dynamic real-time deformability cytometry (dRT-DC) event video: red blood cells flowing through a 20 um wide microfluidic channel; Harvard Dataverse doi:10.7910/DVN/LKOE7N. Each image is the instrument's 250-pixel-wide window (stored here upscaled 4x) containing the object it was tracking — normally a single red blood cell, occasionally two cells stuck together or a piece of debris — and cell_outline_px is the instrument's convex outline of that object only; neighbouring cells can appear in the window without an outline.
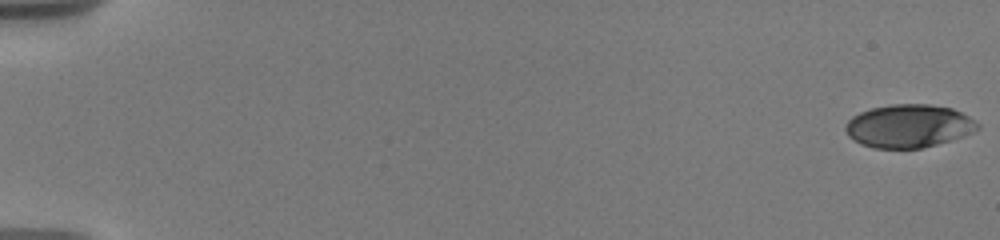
{"species": "human", "species_latin": "Homo sapiens", "temperature_condition": "warm", "stored_images_in_passage": 66, "camera_frame_rate_fps": 3000, "um_per_image_px": 0.085, "donor": {"sex": "male"}, "frame": {"image": 1, "passage_image": 1, "time_ms": 0.0, "image_size_px": [1000, 240], "cell_outline_px": [[980, 128], [972, 132], [936, 144], [920, 148], [872, 148], [860, 144], [848, 136], [844, 128], [848, 120], [852, 116], [860, 112], [872, 108], [892, 104], [928, 104], [952, 108], [968, 116], [980, 124]], "centroid_in_image_um": [77.2, 10.7], "position_along_channel_um": 7.8, "area_um2": 33.0}}
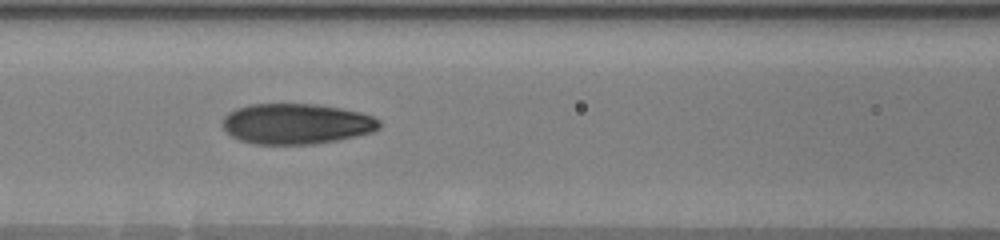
{"frame": {"image": 2, "passage_image": 35, "time_ms": 8.667, "image_size_px": [1000, 240], "cell_outline_px": [[380, 128], [372, 132], [356, 136], [336, 140], [312, 144], [256, 144], [240, 140], [232, 136], [220, 124], [224, 116], [228, 112], [236, 108], [248, 104], [316, 104], [340, 108], [360, 112], [372, 116], [380, 120]], "centroid_in_image_um": [25.17, 10.52], "position_along_channel_um": 141.4, "area_um2": 37.11}}
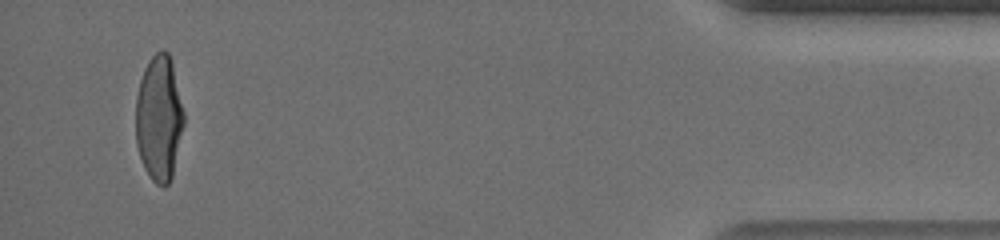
{"frame": {"image": 3, "passage_image": 64, "time_ms": 18.0, "image_size_px": [1000, 240], "cell_outline_px": [[184, 124], [172, 176], [168, 184], [164, 188], [156, 184], [152, 180], [144, 168], [136, 144], [136, 96], [140, 80], [144, 68], [148, 60], [160, 48], [164, 48], [168, 52], [172, 64], [184, 112]], "centroid_in_image_um": [13.51, 10.04], "position_along_channel_um": 421.7, "area_um2": 35.32}, "authors_computed_cell_mechanics": {"area_um2": 35.1135, "velocity_mm_per_s": 3.6685, "shape_relaxation_time_tau1_ms": 5.1284, "shape_relaxation_time_tau2_ms": 1.0761, "deformation_change_tau1": 0.2334, "deformation_change_tau2": 0.0538}}